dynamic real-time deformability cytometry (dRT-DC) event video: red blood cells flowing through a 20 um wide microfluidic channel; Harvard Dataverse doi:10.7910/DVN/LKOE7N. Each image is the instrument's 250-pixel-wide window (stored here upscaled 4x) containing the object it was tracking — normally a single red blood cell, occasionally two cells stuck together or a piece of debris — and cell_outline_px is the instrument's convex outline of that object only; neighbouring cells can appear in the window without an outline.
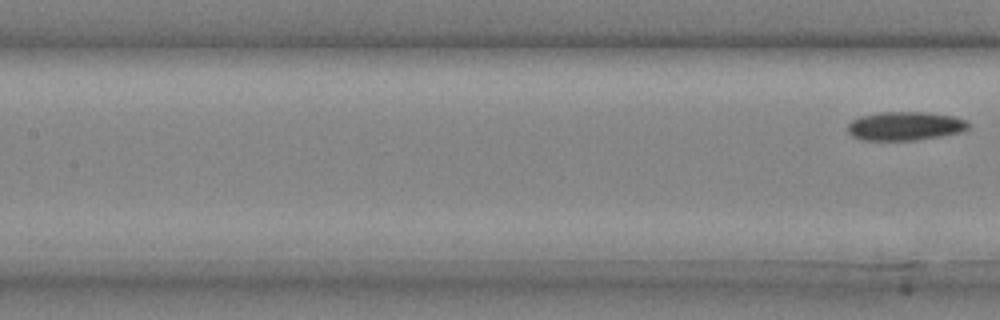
{"species": "common noctule bat (a hibernating species)", "species_latin": "Nyctalus noctula", "temperature_condition": "cold", "stored_images_in_passage": 7, "camera_frame_rate_fps": 3000, "um_per_image_px": 0.085, "animal": {"sex": "male", "body_mass_g": 20.4}, "frame": {"image": 1, "passage_image": 7, "time_ms": 2.0, "image_size_px": [1000, 320], "cell_outline_px": [[968, 128], [960, 132], [940, 136], [916, 140], [864, 140], [852, 136], [848, 132], [848, 124], [852, 120], [860, 116], [880, 112], [928, 112], [952, 116], [968, 120]], "centroid_in_image_um": [76.92, 10.71], "position_along_channel_um": 130.5, "area_um2": 20.17}}